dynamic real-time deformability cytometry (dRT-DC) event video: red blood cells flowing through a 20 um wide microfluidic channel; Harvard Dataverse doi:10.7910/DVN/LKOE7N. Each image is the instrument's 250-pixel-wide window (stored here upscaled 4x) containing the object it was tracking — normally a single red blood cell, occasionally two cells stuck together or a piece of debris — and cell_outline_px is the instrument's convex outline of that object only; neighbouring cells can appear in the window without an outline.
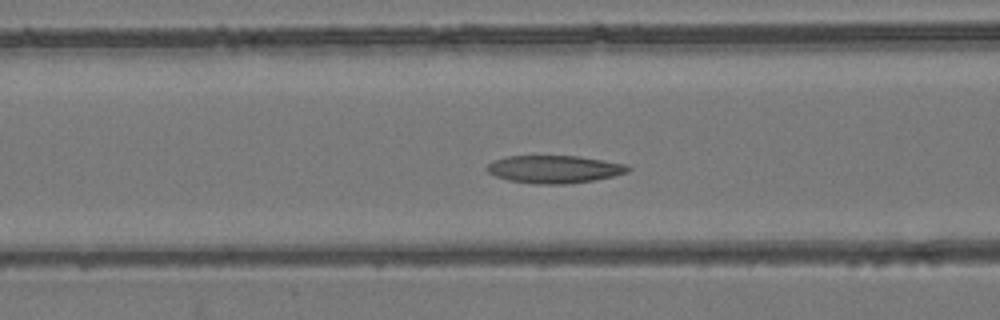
{"species": "common noctule bat (a hibernating species)", "species_latin": "Nyctalus noctula", "temperature_condition": "room temperature", "stored_images_in_passage": 52, "camera_frame_rate_fps": 3000, "um_per_image_px": 0.085, "animal": {"sex": "female", "body_mass_g": 24.6, "forearm_length_mm": 56.2}, "frame": {"image": 1, "passage_image": 19, "time_ms": 6.0, "image_size_px": [1000, 320], "cell_outline_px": [[632, 168], [628, 172], [612, 176], [592, 180], [568, 184], [536, 184], [508, 180], [496, 176], [488, 172], [484, 168], [488, 164], [496, 160], [508, 156], [576, 156], [624, 164]], "centroid_in_image_um": [47.08, 14.39], "position_along_channel_um": 119.5, "area_um2": 22.48}}
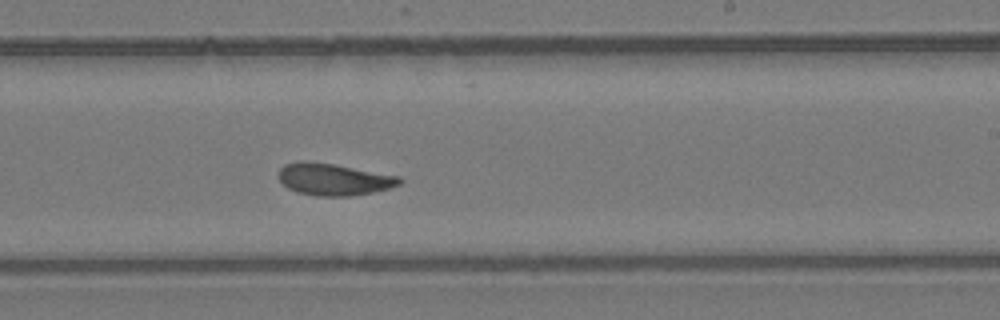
{"frame": {"image": 2, "passage_image": 30, "time_ms": 9.667, "image_size_px": [1000, 320], "cell_outline_px": [[404, 180], [400, 184], [388, 188], [372, 192], [348, 196], [316, 196], [296, 192], [288, 188], [280, 180], [280, 168], [284, 164], [300, 160], [308, 160], [332, 164], [400, 176]], "centroid_in_image_um": [28.35, 15.24], "position_along_channel_um": 260.6, "area_um2": 22.43}}
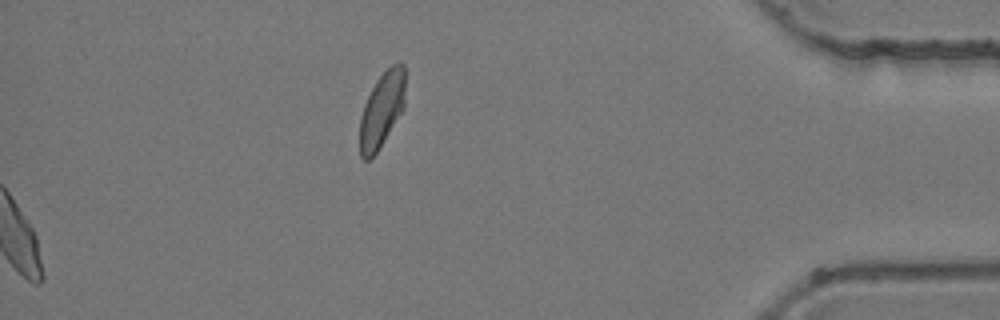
{"frame": {"image": 3, "passage_image": 52, "time_ms": 17.0, "image_size_px": [1000, 320], "cell_outline_px": [[404, 108], [376, 152], [368, 160], [364, 160], [360, 156], [360, 116], [364, 104], [376, 80], [396, 60], [400, 60], [404, 64]], "centroid_in_image_um": [32.45, 9.28], "position_along_channel_um": 402.7, "area_um2": 19.71}, "authors_computed_cell_mechanics": {"area_um2": 22.4553, "velocity_mm_per_s": 3.8593, "shape_relaxation_time_tau1_ms": 9.0396, "shape_relaxation_time_tau2_ms": 3.389, "deformation_change_tau1": 0.1912, "deformation_change_tau2": 0.0908}}